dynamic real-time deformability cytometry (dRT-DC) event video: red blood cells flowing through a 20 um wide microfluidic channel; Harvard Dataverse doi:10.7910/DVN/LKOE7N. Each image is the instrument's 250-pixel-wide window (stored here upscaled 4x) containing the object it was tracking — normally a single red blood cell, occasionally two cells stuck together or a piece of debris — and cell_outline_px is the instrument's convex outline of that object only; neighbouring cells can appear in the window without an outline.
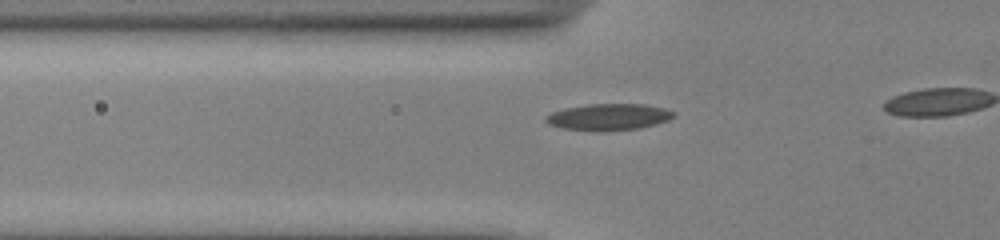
{"species": "common noctule bat (a hibernating species)", "species_latin": "Nyctalus noctula", "temperature_condition": "cold", "stored_images_in_passage": 22, "camera_frame_rate_fps": 3000, "um_per_image_px": 0.085, "animal": {"sex": "male", "body_mass_g": 13.0, "forearm_length_mm": 53.1}, "frame": {"image": 1, "passage_image": 16, "time_ms": 5.0, "image_size_px": [1000, 240], "cell_outline_px": [[676, 116], [668, 120], [640, 128], [600, 132], [564, 128], [548, 124], [544, 120], [544, 116], [552, 112], [564, 108], [588, 104], [644, 104], [664, 108], [676, 112]], "centroid_in_image_um": [51.73, 9.94], "position_along_channel_um": 74.1, "area_um2": 19.94}}